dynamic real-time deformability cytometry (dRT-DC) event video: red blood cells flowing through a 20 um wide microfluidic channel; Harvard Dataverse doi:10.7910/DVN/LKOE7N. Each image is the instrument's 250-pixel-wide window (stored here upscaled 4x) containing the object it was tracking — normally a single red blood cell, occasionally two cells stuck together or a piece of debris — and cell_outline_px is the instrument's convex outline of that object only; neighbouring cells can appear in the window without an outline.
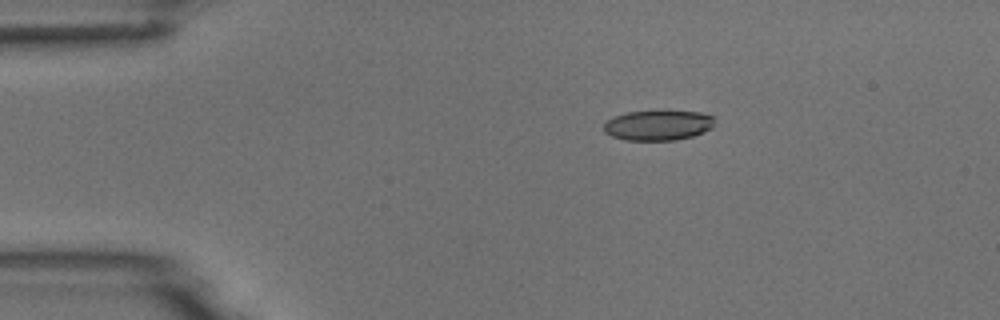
{"species": "common noctule bat (a hibernating species)", "species_latin": "Nyctalus noctula", "temperature_condition": "room temperature", "stored_images_in_passage": 4, "camera_frame_rate_fps": 3000, "um_per_image_px": 0.085, "animal": {"sex": "male", "body_mass_g": 18.8}, "frame": {"image": 1, "passage_image": 2, "time_ms": 2.0, "image_size_px": [1000, 320], "cell_outline_px": [[716, 116], [712, 128], [704, 132], [692, 136], [676, 140], [624, 140], [612, 136], [604, 132], [604, 120], [612, 116], [628, 112], [664, 108], [700, 112]], "centroid_in_image_um": [55.95, 10.59], "position_along_channel_um": 29.0, "area_um2": 20.52}}